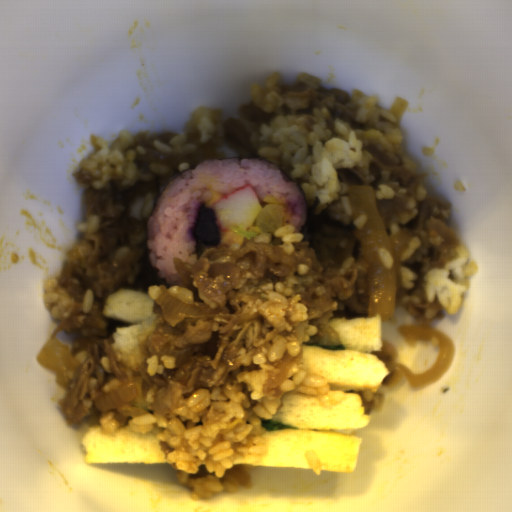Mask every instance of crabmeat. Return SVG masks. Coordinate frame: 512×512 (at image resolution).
Masks as SVG:
<instances>
[{
  "instance_id": "f7934b28",
  "label": "crabmeat",
  "mask_w": 512,
  "mask_h": 512,
  "mask_svg": "<svg viewBox=\"0 0 512 512\" xmlns=\"http://www.w3.org/2000/svg\"><path fill=\"white\" fill-rule=\"evenodd\" d=\"M261 207L256 188L248 183L217 201L212 209L219 229L233 233L249 230Z\"/></svg>"
}]
</instances>
